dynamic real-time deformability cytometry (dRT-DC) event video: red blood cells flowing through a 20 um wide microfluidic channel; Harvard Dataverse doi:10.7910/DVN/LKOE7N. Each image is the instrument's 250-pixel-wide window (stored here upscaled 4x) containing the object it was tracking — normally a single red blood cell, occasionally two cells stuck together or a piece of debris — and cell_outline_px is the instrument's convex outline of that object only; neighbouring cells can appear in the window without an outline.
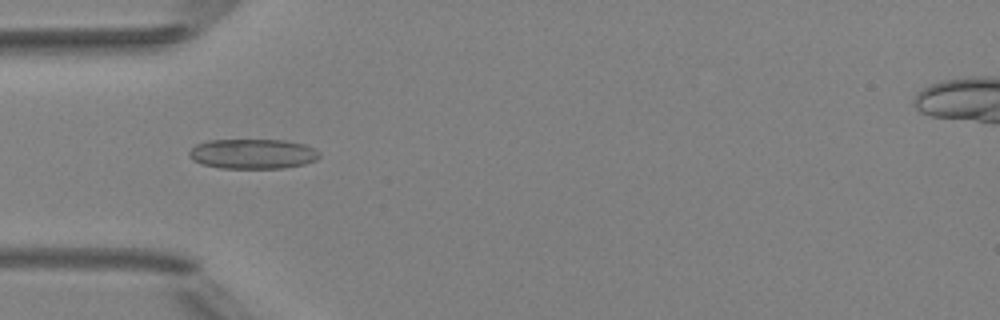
{"species": "Egyptian fruit bat (a non-hibernating species)", "species_latin": "Rousettus aegyptiacus", "temperature_condition": "room temperature", "stored_images_in_passage": 6, "camera_frame_rate_fps": 3000, "um_per_image_px": 0.085, "animal": {"sex": "female"}, "frame": {"image": 1, "passage_image": 3, "time_ms": 2.333, "image_size_px": [1000, 320], "cell_outline_px": [[320, 156], [316, 160], [304, 164], [284, 168], [220, 168], [200, 164], [192, 160], [188, 156], [188, 152], [196, 144], [208, 140], [288, 140], [304, 144], [316, 148], [320, 152]], "centroid_in_image_um": [21.49, 13.07], "position_along_channel_um": 63.5, "area_um2": 23.0}}
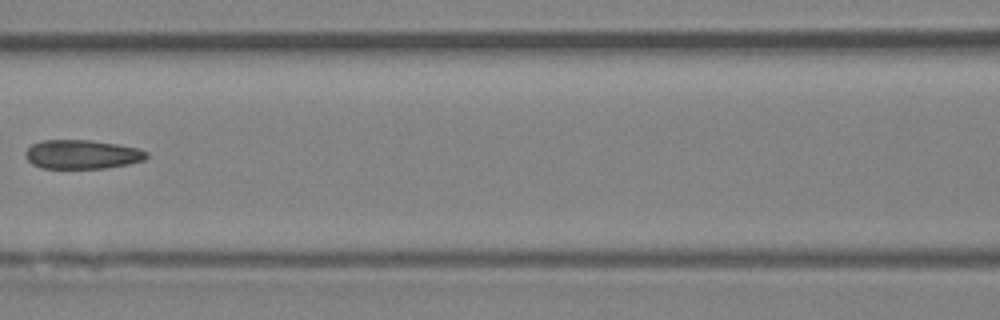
{"frame": {"image": 2, "passage_image": 5, "time_ms": 4.667, "image_size_px": [1000, 320], "cell_outline_px": [[148, 156], [144, 160], [128, 164], [104, 168], [40, 168], [32, 164], [24, 156], [24, 152], [32, 144], [40, 140], [88, 140], [116, 144], [140, 148], [148, 152]], "centroid_in_image_um": [6.96, 13.12], "position_along_channel_um": 159.6, "area_um2": 20.58}}
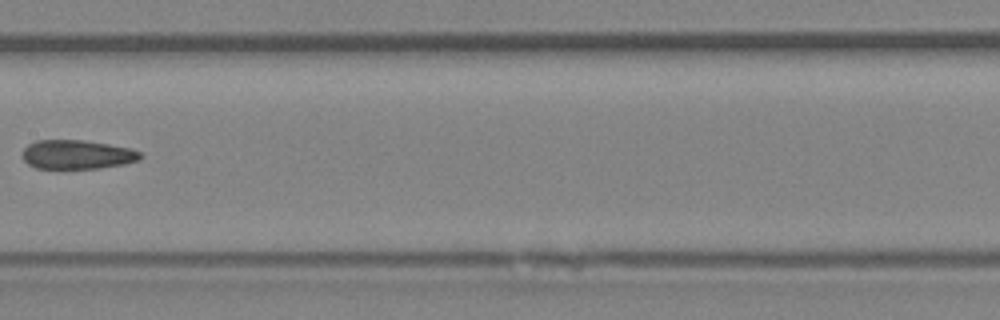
{"frame": {"image": 3, "passage_image": 6, "time_ms": 5.667, "image_size_px": [1000, 320], "cell_outline_px": [[144, 156], [140, 160], [124, 164], [100, 168], [36, 168], [28, 164], [24, 160], [24, 148], [28, 144], [36, 140], [84, 140], [132, 148], [140, 152]], "centroid_in_image_um": [6.6, 13.13], "position_along_channel_um": 200.8, "area_um2": 20.0}}